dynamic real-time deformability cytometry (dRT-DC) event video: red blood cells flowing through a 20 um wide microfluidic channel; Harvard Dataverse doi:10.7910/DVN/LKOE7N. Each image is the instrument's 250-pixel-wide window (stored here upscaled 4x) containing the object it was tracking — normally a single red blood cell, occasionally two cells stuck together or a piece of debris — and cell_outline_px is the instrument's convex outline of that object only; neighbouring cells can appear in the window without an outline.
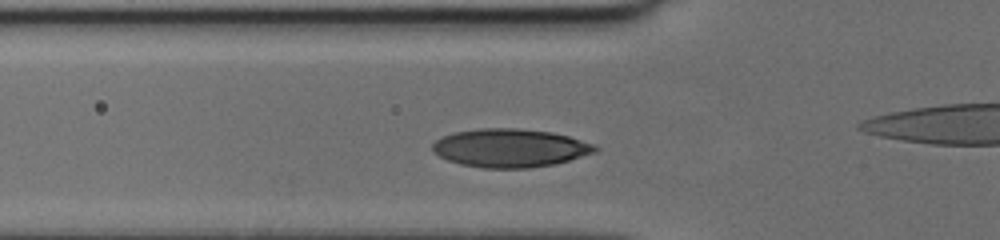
{"species": "human", "species_latin": "Homo sapiens", "temperature_condition": "cold", "stored_images_in_passage": 28, "camera_frame_rate_fps": 3000, "um_per_image_px": 0.085, "donor": {"sex": "female"}, "frame": {"image": 1, "passage_image": 5, "time_ms": 1.333, "image_size_px": [1000, 240], "cell_outline_px": [[600, 148], [596, 152], [568, 160], [552, 164], [528, 168], [480, 168], [460, 164], [448, 160], [440, 156], [432, 148], [432, 144], [436, 140], [452, 132], [480, 128], [516, 128], [552, 132], [568, 136], [596, 144]], "centroid_in_image_um": [43.36, 12.57], "position_along_channel_um": 82.4, "area_um2": 36.36}}
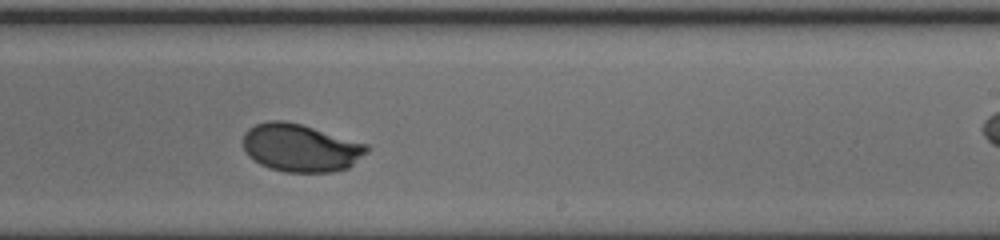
{"frame": {"image": 2, "passage_image": 18, "time_ms": 5.667, "image_size_px": [1000, 240], "cell_outline_px": [[368, 152], [348, 168], [332, 172], [284, 172], [268, 168], [260, 164], [248, 156], [244, 152], [244, 132], [248, 128], [256, 124], [268, 120], [284, 120], [300, 124], [368, 144]], "centroid_in_image_um": [25.53, 12.57], "position_along_channel_um": 263.5, "area_um2": 34.56}}
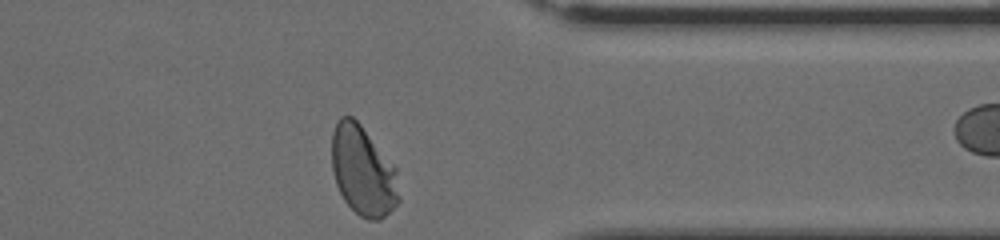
{"frame": {"image": 3, "passage_image": 27, "time_ms": 8.667, "image_size_px": [1000, 240], "cell_outline_px": [[400, 200], [380, 220], [368, 220], [360, 216], [344, 200], [336, 184], [332, 172], [332, 132], [340, 116], [352, 116], [360, 124], [396, 168], [400, 196]], "centroid_in_image_um": [30.85, 14.53], "position_along_channel_um": 380.6, "area_um2": 34.91}}